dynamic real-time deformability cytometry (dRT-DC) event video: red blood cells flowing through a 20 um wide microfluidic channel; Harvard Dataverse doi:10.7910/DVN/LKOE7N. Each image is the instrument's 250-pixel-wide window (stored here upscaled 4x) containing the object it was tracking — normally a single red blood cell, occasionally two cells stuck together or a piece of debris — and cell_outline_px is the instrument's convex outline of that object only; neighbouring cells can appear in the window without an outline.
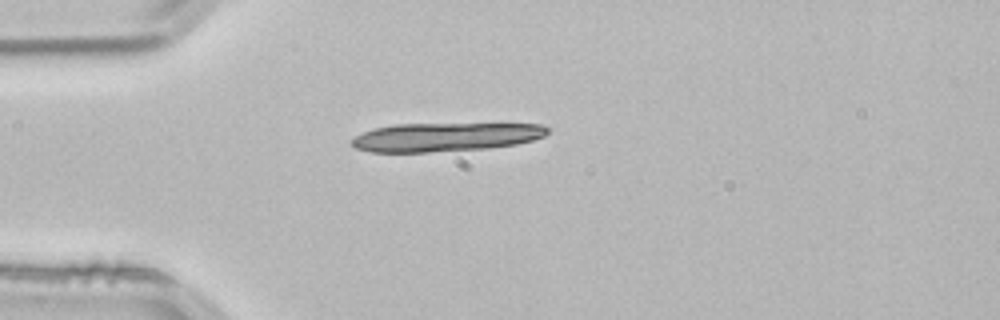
{"species": "common noctule bat (a hibernating species)", "species_latin": "Nyctalus noctula", "temperature_condition": "room temperature", "stored_images_in_passage": 39, "camera_frame_rate_fps": 3000, "um_per_image_px": 0.085, "animal": {"sex": "male", "body_mass_g": 21.5, "forearm_length_mm": 52.0}, "frame": {"image": 1, "passage_image": 1, "time_ms": 0.0, "image_size_px": [1000, 320], "cell_outline_px": [[548, 132], [544, 136], [532, 140], [516, 144], [488, 148], [428, 152], [372, 152], [356, 148], [352, 144], [352, 140], [356, 136], [372, 128], [396, 124], [540, 124], [548, 128]], "centroid_in_image_um": [37.85, 11.64], "position_along_channel_um": 47.2, "area_um2": 32.48}, "authors_computed_cell_mechanics": {"area_um2": 17.3978, "velocity_mm_per_s": 3.8466, "shape_relaxation_time_tau1_ms": 4.5786, "shape_relaxation_time_tau2_ms": null, "deformation_change_tau1": 0.1251, "deformation_change_tau2": null}}